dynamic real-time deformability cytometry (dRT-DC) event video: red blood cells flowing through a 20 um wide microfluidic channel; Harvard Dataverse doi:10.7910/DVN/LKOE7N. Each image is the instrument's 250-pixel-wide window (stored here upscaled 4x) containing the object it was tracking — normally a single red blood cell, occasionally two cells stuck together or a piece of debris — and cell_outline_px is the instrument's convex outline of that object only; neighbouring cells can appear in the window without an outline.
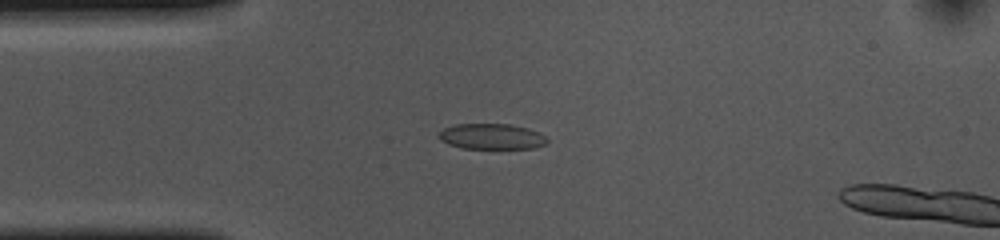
{"species": "common noctule bat (a hibernating species)", "species_latin": "Nyctalus noctula", "temperature_condition": "cold", "stored_images_in_passage": 3, "camera_frame_rate_fps": 3000, "um_per_image_px": 0.085, "animal": {"sex": "female", "body_mass_g": 10.0, "forearm_length_mm": 53.1}, "frame": {"image": 1, "passage_image": 1, "time_ms": 0.0, "image_size_px": [1000, 240], "cell_outline_px": [[548, 144], [532, 148], [460, 148], [448, 144], [440, 140], [440, 132], [444, 128], [456, 124], [512, 124], [528, 128], [540, 132], [548, 140]], "centroid_in_image_um": [41.82, 11.6], "position_along_channel_um": 43.2, "area_um2": 16.18}}